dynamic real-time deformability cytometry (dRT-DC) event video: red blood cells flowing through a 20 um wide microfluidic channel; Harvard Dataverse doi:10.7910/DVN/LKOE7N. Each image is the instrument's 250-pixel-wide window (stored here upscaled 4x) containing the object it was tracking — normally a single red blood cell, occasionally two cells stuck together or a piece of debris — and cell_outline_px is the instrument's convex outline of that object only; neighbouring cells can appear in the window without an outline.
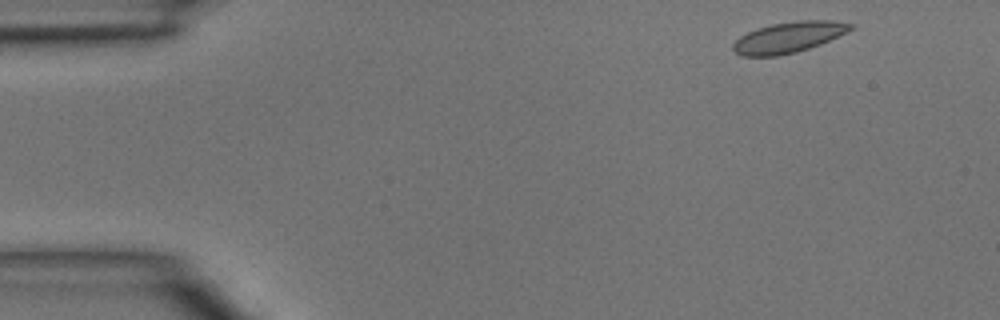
{"species": "common noctule bat (a hibernating species)", "species_latin": "Nyctalus noctula", "temperature_condition": "room temperature", "stored_images_in_passage": 9, "camera_frame_rate_fps": 3000, "um_per_image_px": 0.085, "animal": {"sex": "male", "body_mass_g": 15.6}, "frame": {"image": 1, "passage_image": 2, "time_ms": 0.333, "image_size_px": [1000, 320], "cell_outline_px": [[856, 24], [848, 32], [820, 44], [796, 52], [776, 56], [740, 56], [732, 48], [732, 44], [740, 36], [756, 28], [772, 24], [800, 20], [832, 20]], "centroid_in_image_um": [67.04, 3.16], "position_along_channel_um": 18.0, "area_um2": 21.1}}